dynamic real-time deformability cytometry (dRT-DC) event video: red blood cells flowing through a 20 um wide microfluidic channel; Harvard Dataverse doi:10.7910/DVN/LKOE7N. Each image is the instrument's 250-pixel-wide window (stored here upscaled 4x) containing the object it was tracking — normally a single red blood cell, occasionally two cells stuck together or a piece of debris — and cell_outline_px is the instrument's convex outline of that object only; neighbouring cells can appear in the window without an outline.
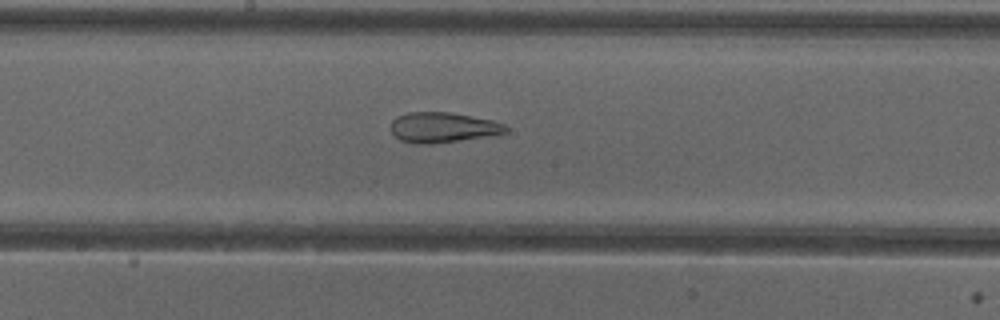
{"species": "common noctule bat (a hibernating species)", "species_latin": "Nyctalus noctula", "temperature_condition": "cold", "stored_images_in_passage": 47, "camera_frame_rate_fps": 3000, "um_per_image_px": 0.085, "animal": {"sex": "female"}, "frame": {"image": 1, "passage_image": 23, "time_ms": 7.333, "image_size_px": [1000, 320], "cell_outline_px": [[508, 132], [488, 136], [432, 144], [416, 144], [400, 140], [392, 132], [392, 120], [396, 116], [408, 112], [452, 112], [492, 120], [504, 124], [508, 128]], "centroid_in_image_um": [37.64, 10.83], "position_along_channel_um": 210.6, "area_um2": 20.29}}
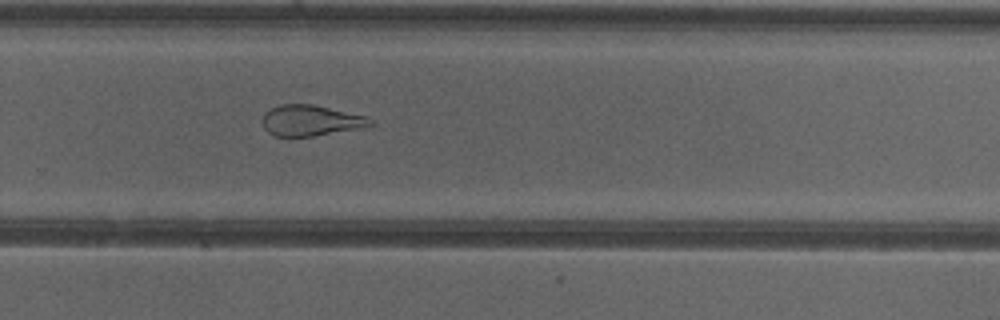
{"frame": {"image": 2, "passage_image": 30, "time_ms": 9.667, "image_size_px": [1000, 320], "cell_outline_px": [[376, 124], [356, 128], [312, 136], [272, 136], [264, 128], [260, 120], [264, 112], [280, 104], [312, 104], [368, 116], [376, 120]], "centroid_in_image_um": [26.39, 10.23], "position_along_channel_um": 303.4, "area_um2": 19.48}}
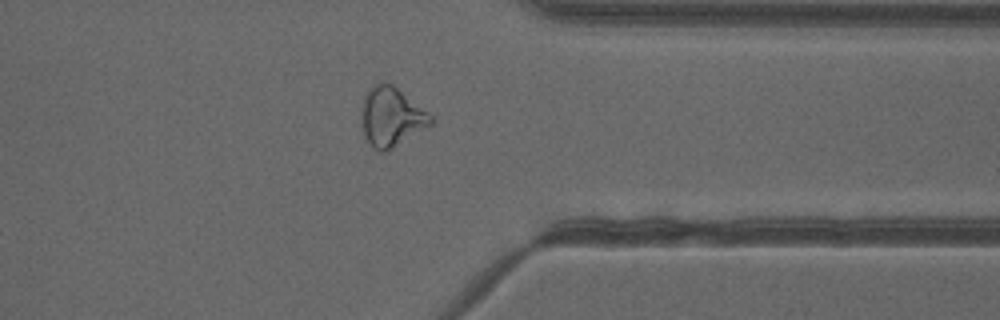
{"frame": {"image": 3, "passage_image": 36, "time_ms": 11.667, "image_size_px": [1000, 320], "cell_outline_px": [[436, 124], [388, 152], [380, 152], [372, 148], [364, 136], [360, 116], [360, 108], [364, 92], [372, 84], [392, 84], [428, 112], [436, 120]], "centroid_in_image_um": [33.27, 9.98], "position_along_channel_um": 378.1, "area_um2": 24.85}, "authors_computed_cell_mechanics": {"area_um2": 24.9118, "velocity_mm_per_s": 4.0108, "shape_relaxation_time_tau1_ms": null, "shape_relaxation_time_tau2_ms": 1.7428, "deformation_change_tau1": null, "deformation_change_tau2": 0.1077}}